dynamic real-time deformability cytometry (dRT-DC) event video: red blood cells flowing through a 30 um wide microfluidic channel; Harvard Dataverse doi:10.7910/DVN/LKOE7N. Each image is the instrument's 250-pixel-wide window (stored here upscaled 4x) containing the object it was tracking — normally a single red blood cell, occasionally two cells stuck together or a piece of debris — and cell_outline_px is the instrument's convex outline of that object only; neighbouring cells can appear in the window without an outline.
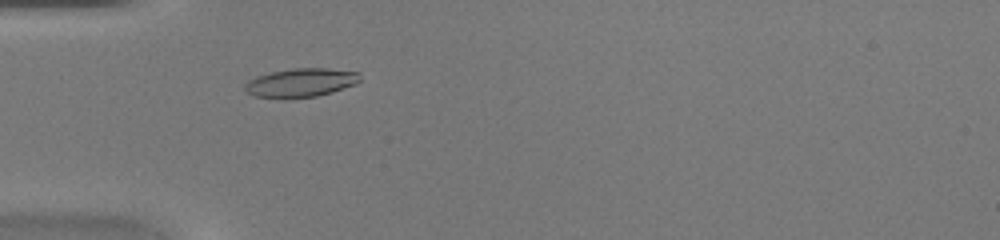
{"species": "common noctule bat (a hibernating species)", "species_latin": "Nyctalus noctula", "temperature_condition": "warm", "stored_images_in_passage": 41, "camera_frame_rate_fps": 3000, "um_per_image_px": 0.085, "animal": {"sex": "female", "body_mass_g": 20.0, "forearm_length_mm": 54.0}, "frame": {"image": 1, "passage_image": 11, "time_ms": 3.333, "image_size_px": [1000, 240], "cell_outline_px": [[360, 80], [356, 84], [332, 92], [316, 96], [256, 96], [244, 92], [244, 84], [248, 80], [256, 76], [272, 72], [292, 68], [328, 68], [360, 72]], "centroid_in_image_um": [25.6, 6.99], "position_along_channel_um": 59.4, "area_um2": 18.84}}
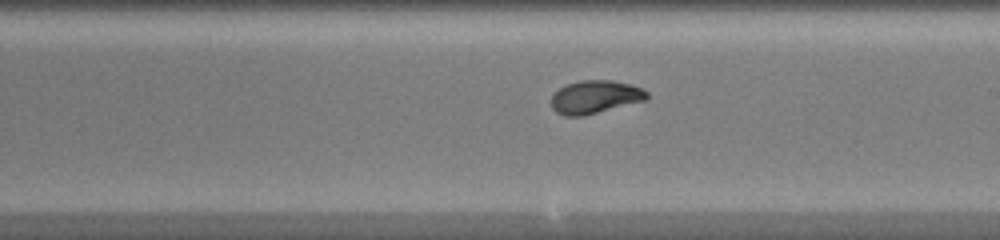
{"frame": {"image": 2, "passage_image": 23, "time_ms": 7.333, "image_size_px": [1000, 240], "cell_outline_px": [[648, 96], [644, 100], [584, 116], [564, 116], [556, 112], [552, 108], [552, 96], [564, 84], [580, 80], [612, 80], [632, 84], [644, 88], [648, 92]], "centroid_in_image_um": [50.58, 8.23], "position_along_channel_um": 238.4, "area_um2": 18.5}}
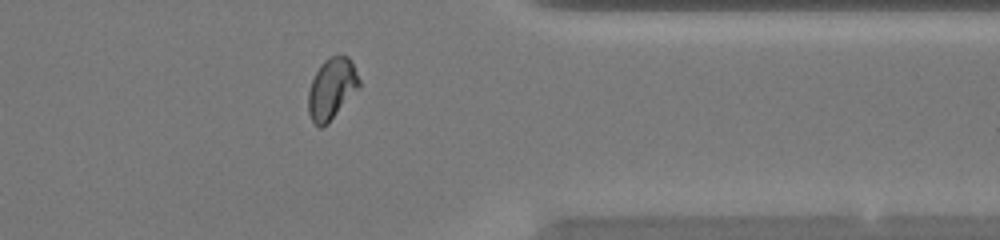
{"frame": {"image": 3, "passage_image": 33, "time_ms": 10.667, "image_size_px": [1000, 240], "cell_outline_px": [[360, 88], [328, 124], [320, 128], [312, 120], [308, 112], [308, 92], [312, 80], [320, 64], [324, 60], [332, 56], [348, 56], [360, 80]], "centroid_in_image_um": [28.2, 7.56], "position_along_channel_um": 383.2, "area_um2": 18.15}}